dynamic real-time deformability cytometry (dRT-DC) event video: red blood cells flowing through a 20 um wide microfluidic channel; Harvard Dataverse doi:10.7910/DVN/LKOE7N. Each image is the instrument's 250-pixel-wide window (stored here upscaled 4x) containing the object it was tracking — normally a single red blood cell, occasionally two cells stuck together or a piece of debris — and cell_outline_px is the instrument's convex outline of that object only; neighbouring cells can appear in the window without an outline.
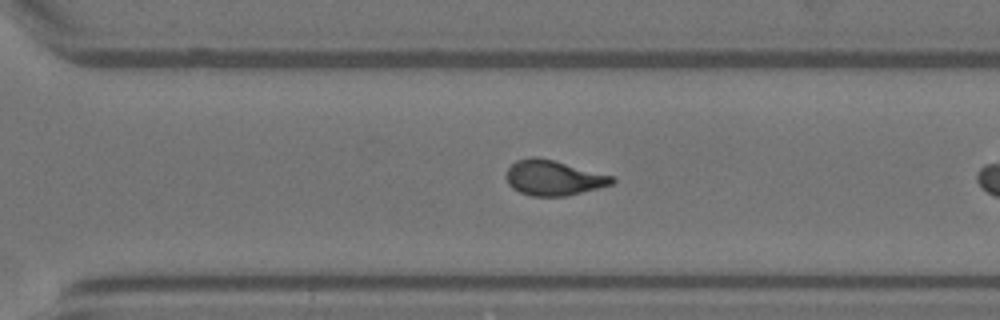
{"species": "Egyptian fruit bat (a non-hibernating species)", "species_latin": "Rousettus aegyptiacus", "temperature_condition": "warm", "stored_images_in_passage": 26, "camera_frame_rate_fps": 3000, "um_per_image_px": 0.085, "animal": {"sex": "female"}, "frame": {"image": 1, "passage_image": 21, "time_ms": 6.667, "image_size_px": [1000, 320], "cell_outline_px": [[616, 180], [612, 184], [568, 196], [532, 196], [520, 192], [512, 188], [508, 184], [504, 176], [508, 168], [516, 160], [532, 156], [536, 156], [552, 160], [612, 176]], "centroid_in_image_um": [46.99, 15.12], "position_along_channel_um": 323.6, "area_um2": 21.56}}
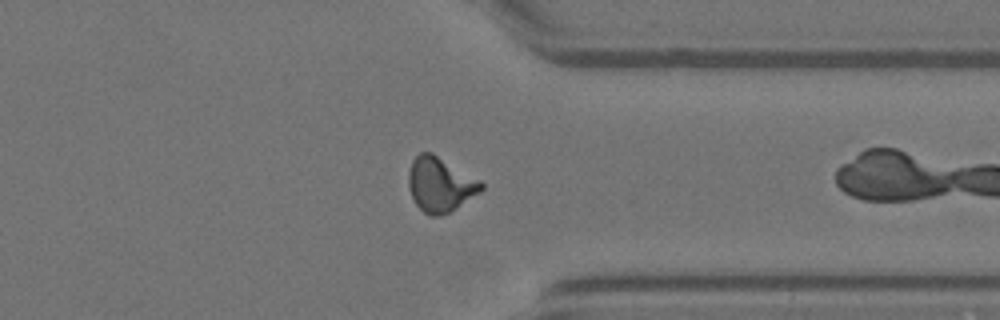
{"frame": {"image": 2, "passage_image": 25, "time_ms": 8.0, "image_size_px": [1000, 320], "cell_outline_px": [[484, 188], [480, 192], [448, 212], [440, 216], [428, 216], [416, 204], [412, 196], [408, 184], [408, 172], [412, 160], [420, 152], [432, 152], [480, 180], [484, 184]], "centroid_in_image_um": [37.4, 15.67], "position_along_channel_um": 374.0, "area_um2": 22.95}}